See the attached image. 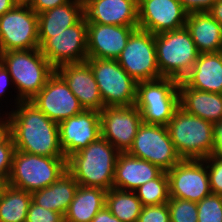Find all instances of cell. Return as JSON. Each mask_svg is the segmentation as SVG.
<instances>
[{
	"instance_id": "1",
	"label": "cell",
	"mask_w": 222,
	"mask_h": 222,
	"mask_svg": "<svg viewBox=\"0 0 222 222\" xmlns=\"http://www.w3.org/2000/svg\"><path fill=\"white\" fill-rule=\"evenodd\" d=\"M15 108V109H14ZM6 113L16 150L47 157H65L59 142V127L31 101H19Z\"/></svg>"
},
{
	"instance_id": "2",
	"label": "cell",
	"mask_w": 222,
	"mask_h": 222,
	"mask_svg": "<svg viewBox=\"0 0 222 222\" xmlns=\"http://www.w3.org/2000/svg\"><path fill=\"white\" fill-rule=\"evenodd\" d=\"M120 152L105 138L99 137L67 159V171L85 187L113 188L115 165Z\"/></svg>"
},
{
	"instance_id": "3",
	"label": "cell",
	"mask_w": 222,
	"mask_h": 222,
	"mask_svg": "<svg viewBox=\"0 0 222 222\" xmlns=\"http://www.w3.org/2000/svg\"><path fill=\"white\" fill-rule=\"evenodd\" d=\"M0 62L8 70L15 87L13 108L19 101H30L46 84L55 68L40 48L0 53Z\"/></svg>"
},
{
	"instance_id": "4",
	"label": "cell",
	"mask_w": 222,
	"mask_h": 222,
	"mask_svg": "<svg viewBox=\"0 0 222 222\" xmlns=\"http://www.w3.org/2000/svg\"><path fill=\"white\" fill-rule=\"evenodd\" d=\"M170 138L181 159H204L214 145L213 123L178 108L167 125Z\"/></svg>"
},
{
	"instance_id": "5",
	"label": "cell",
	"mask_w": 222,
	"mask_h": 222,
	"mask_svg": "<svg viewBox=\"0 0 222 222\" xmlns=\"http://www.w3.org/2000/svg\"><path fill=\"white\" fill-rule=\"evenodd\" d=\"M161 77L183 80L192 70L199 52L186 27L155 35Z\"/></svg>"
},
{
	"instance_id": "6",
	"label": "cell",
	"mask_w": 222,
	"mask_h": 222,
	"mask_svg": "<svg viewBox=\"0 0 222 222\" xmlns=\"http://www.w3.org/2000/svg\"><path fill=\"white\" fill-rule=\"evenodd\" d=\"M66 171L65 157H47L16 150L7 184L33 193L51 185Z\"/></svg>"
},
{
	"instance_id": "7",
	"label": "cell",
	"mask_w": 222,
	"mask_h": 222,
	"mask_svg": "<svg viewBox=\"0 0 222 222\" xmlns=\"http://www.w3.org/2000/svg\"><path fill=\"white\" fill-rule=\"evenodd\" d=\"M135 107L142 122L167 126L179 106V81L160 78L137 82Z\"/></svg>"
},
{
	"instance_id": "8",
	"label": "cell",
	"mask_w": 222,
	"mask_h": 222,
	"mask_svg": "<svg viewBox=\"0 0 222 222\" xmlns=\"http://www.w3.org/2000/svg\"><path fill=\"white\" fill-rule=\"evenodd\" d=\"M98 84L104 107L132 106L136 102L137 82L116 59H87Z\"/></svg>"
},
{
	"instance_id": "9",
	"label": "cell",
	"mask_w": 222,
	"mask_h": 222,
	"mask_svg": "<svg viewBox=\"0 0 222 222\" xmlns=\"http://www.w3.org/2000/svg\"><path fill=\"white\" fill-rule=\"evenodd\" d=\"M38 48V14L29 5L16 4L0 16V53Z\"/></svg>"
},
{
	"instance_id": "10",
	"label": "cell",
	"mask_w": 222,
	"mask_h": 222,
	"mask_svg": "<svg viewBox=\"0 0 222 222\" xmlns=\"http://www.w3.org/2000/svg\"><path fill=\"white\" fill-rule=\"evenodd\" d=\"M127 154L146 160L167 172L181 157L177 154L167 126L142 123Z\"/></svg>"
},
{
	"instance_id": "11",
	"label": "cell",
	"mask_w": 222,
	"mask_h": 222,
	"mask_svg": "<svg viewBox=\"0 0 222 222\" xmlns=\"http://www.w3.org/2000/svg\"><path fill=\"white\" fill-rule=\"evenodd\" d=\"M117 62L136 82L162 78L157 63L155 35L149 31L137 28Z\"/></svg>"
},
{
	"instance_id": "12",
	"label": "cell",
	"mask_w": 222,
	"mask_h": 222,
	"mask_svg": "<svg viewBox=\"0 0 222 222\" xmlns=\"http://www.w3.org/2000/svg\"><path fill=\"white\" fill-rule=\"evenodd\" d=\"M167 175L170 197L198 203L212 194L203 159H181Z\"/></svg>"
},
{
	"instance_id": "13",
	"label": "cell",
	"mask_w": 222,
	"mask_h": 222,
	"mask_svg": "<svg viewBox=\"0 0 222 222\" xmlns=\"http://www.w3.org/2000/svg\"><path fill=\"white\" fill-rule=\"evenodd\" d=\"M40 50L55 69L63 64L85 62L88 59L85 16L63 32L52 34Z\"/></svg>"
},
{
	"instance_id": "14",
	"label": "cell",
	"mask_w": 222,
	"mask_h": 222,
	"mask_svg": "<svg viewBox=\"0 0 222 222\" xmlns=\"http://www.w3.org/2000/svg\"><path fill=\"white\" fill-rule=\"evenodd\" d=\"M101 136L120 153L132 146L139 126L143 123L141 113L132 106H107L100 111Z\"/></svg>"
},
{
	"instance_id": "15",
	"label": "cell",
	"mask_w": 222,
	"mask_h": 222,
	"mask_svg": "<svg viewBox=\"0 0 222 222\" xmlns=\"http://www.w3.org/2000/svg\"><path fill=\"white\" fill-rule=\"evenodd\" d=\"M30 101L57 124L84 110L78 98L56 71Z\"/></svg>"
},
{
	"instance_id": "16",
	"label": "cell",
	"mask_w": 222,
	"mask_h": 222,
	"mask_svg": "<svg viewBox=\"0 0 222 222\" xmlns=\"http://www.w3.org/2000/svg\"><path fill=\"white\" fill-rule=\"evenodd\" d=\"M187 15L178 0H138V28L154 35L185 27Z\"/></svg>"
},
{
	"instance_id": "17",
	"label": "cell",
	"mask_w": 222,
	"mask_h": 222,
	"mask_svg": "<svg viewBox=\"0 0 222 222\" xmlns=\"http://www.w3.org/2000/svg\"><path fill=\"white\" fill-rule=\"evenodd\" d=\"M60 147L66 159L101 137L100 112L83 110L58 124Z\"/></svg>"
},
{
	"instance_id": "18",
	"label": "cell",
	"mask_w": 222,
	"mask_h": 222,
	"mask_svg": "<svg viewBox=\"0 0 222 222\" xmlns=\"http://www.w3.org/2000/svg\"><path fill=\"white\" fill-rule=\"evenodd\" d=\"M138 26L87 23L88 59H116Z\"/></svg>"
},
{
	"instance_id": "19",
	"label": "cell",
	"mask_w": 222,
	"mask_h": 222,
	"mask_svg": "<svg viewBox=\"0 0 222 222\" xmlns=\"http://www.w3.org/2000/svg\"><path fill=\"white\" fill-rule=\"evenodd\" d=\"M55 71L65 80L83 109L100 112L104 108L98 84L86 61L63 64Z\"/></svg>"
},
{
	"instance_id": "20",
	"label": "cell",
	"mask_w": 222,
	"mask_h": 222,
	"mask_svg": "<svg viewBox=\"0 0 222 222\" xmlns=\"http://www.w3.org/2000/svg\"><path fill=\"white\" fill-rule=\"evenodd\" d=\"M87 23L138 26V0H87Z\"/></svg>"
},
{
	"instance_id": "21",
	"label": "cell",
	"mask_w": 222,
	"mask_h": 222,
	"mask_svg": "<svg viewBox=\"0 0 222 222\" xmlns=\"http://www.w3.org/2000/svg\"><path fill=\"white\" fill-rule=\"evenodd\" d=\"M163 170L152 163L120 153L115 165L113 187L126 191H135L144 183L157 178Z\"/></svg>"
},
{
	"instance_id": "22",
	"label": "cell",
	"mask_w": 222,
	"mask_h": 222,
	"mask_svg": "<svg viewBox=\"0 0 222 222\" xmlns=\"http://www.w3.org/2000/svg\"><path fill=\"white\" fill-rule=\"evenodd\" d=\"M179 106L212 123L222 120V94L193 89L183 80L179 81Z\"/></svg>"
},
{
	"instance_id": "23",
	"label": "cell",
	"mask_w": 222,
	"mask_h": 222,
	"mask_svg": "<svg viewBox=\"0 0 222 222\" xmlns=\"http://www.w3.org/2000/svg\"><path fill=\"white\" fill-rule=\"evenodd\" d=\"M183 81L193 89L222 94V51L199 54Z\"/></svg>"
},
{
	"instance_id": "24",
	"label": "cell",
	"mask_w": 222,
	"mask_h": 222,
	"mask_svg": "<svg viewBox=\"0 0 222 222\" xmlns=\"http://www.w3.org/2000/svg\"><path fill=\"white\" fill-rule=\"evenodd\" d=\"M185 27L199 54L222 51V26L208 12L189 13Z\"/></svg>"
},
{
	"instance_id": "25",
	"label": "cell",
	"mask_w": 222,
	"mask_h": 222,
	"mask_svg": "<svg viewBox=\"0 0 222 222\" xmlns=\"http://www.w3.org/2000/svg\"><path fill=\"white\" fill-rule=\"evenodd\" d=\"M83 16L84 4L80 0L38 14L39 46L52 34H59L76 24Z\"/></svg>"
},
{
	"instance_id": "26",
	"label": "cell",
	"mask_w": 222,
	"mask_h": 222,
	"mask_svg": "<svg viewBox=\"0 0 222 222\" xmlns=\"http://www.w3.org/2000/svg\"><path fill=\"white\" fill-rule=\"evenodd\" d=\"M79 184L68 172H64L51 185L31 193L32 201L43 208L65 214Z\"/></svg>"
},
{
	"instance_id": "27",
	"label": "cell",
	"mask_w": 222,
	"mask_h": 222,
	"mask_svg": "<svg viewBox=\"0 0 222 222\" xmlns=\"http://www.w3.org/2000/svg\"><path fill=\"white\" fill-rule=\"evenodd\" d=\"M106 190L79 185L74 199L64 214L65 222H91L105 206Z\"/></svg>"
},
{
	"instance_id": "28",
	"label": "cell",
	"mask_w": 222,
	"mask_h": 222,
	"mask_svg": "<svg viewBox=\"0 0 222 222\" xmlns=\"http://www.w3.org/2000/svg\"><path fill=\"white\" fill-rule=\"evenodd\" d=\"M31 193L6 185L0 197V222H26Z\"/></svg>"
},
{
	"instance_id": "29",
	"label": "cell",
	"mask_w": 222,
	"mask_h": 222,
	"mask_svg": "<svg viewBox=\"0 0 222 222\" xmlns=\"http://www.w3.org/2000/svg\"><path fill=\"white\" fill-rule=\"evenodd\" d=\"M105 206L121 222H137L143 207L135 192L114 187L106 192Z\"/></svg>"
},
{
	"instance_id": "30",
	"label": "cell",
	"mask_w": 222,
	"mask_h": 222,
	"mask_svg": "<svg viewBox=\"0 0 222 222\" xmlns=\"http://www.w3.org/2000/svg\"><path fill=\"white\" fill-rule=\"evenodd\" d=\"M142 206L160 205L169 201V179L163 171L157 178L144 183L134 191Z\"/></svg>"
},
{
	"instance_id": "31",
	"label": "cell",
	"mask_w": 222,
	"mask_h": 222,
	"mask_svg": "<svg viewBox=\"0 0 222 222\" xmlns=\"http://www.w3.org/2000/svg\"><path fill=\"white\" fill-rule=\"evenodd\" d=\"M167 204L170 222H198L197 203L170 197Z\"/></svg>"
},
{
	"instance_id": "32",
	"label": "cell",
	"mask_w": 222,
	"mask_h": 222,
	"mask_svg": "<svg viewBox=\"0 0 222 222\" xmlns=\"http://www.w3.org/2000/svg\"><path fill=\"white\" fill-rule=\"evenodd\" d=\"M198 222H222V196L210 194L197 203Z\"/></svg>"
},
{
	"instance_id": "33",
	"label": "cell",
	"mask_w": 222,
	"mask_h": 222,
	"mask_svg": "<svg viewBox=\"0 0 222 222\" xmlns=\"http://www.w3.org/2000/svg\"><path fill=\"white\" fill-rule=\"evenodd\" d=\"M203 160L207 165V172L212 194L222 196V159L208 156Z\"/></svg>"
},
{
	"instance_id": "34",
	"label": "cell",
	"mask_w": 222,
	"mask_h": 222,
	"mask_svg": "<svg viewBox=\"0 0 222 222\" xmlns=\"http://www.w3.org/2000/svg\"><path fill=\"white\" fill-rule=\"evenodd\" d=\"M26 222H65L64 215L35 204L30 203Z\"/></svg>"
},
{
	"instance_id": "35",
	"label": "cell",
	"mask_w": 222,
	"mask_h": 222,
	"mask_svg": "<svg viewBox=\"0 0 222 222\" xmlns=\"http://www.w3.org/2000/svg\"><path fill=\"white\" fill-rule=\"evenodd\" d=\"M137 222H170L168 204L143 206Z\"/></svg>"
},
{
	"instance_id": "36",
	"label": "cell",
	"mask_w": 222,
	"mask_h": 222,
	"mask_svg": "<svg viewBox=\"0 0 222 222\" xmlns=\"http://www.w3.org/2000/svg\"><path fill=\"white\" fill-rule=\"evenodd\" d=\"M15 151L16 148L11 136L0 144V179L9 178Z\"/></svg>"
},
{
	"instance_id": "37",
	"label": "cell",
	"mask_w": 222,
	"mask_h": 222,
	"mask_svg": "<svg viewBox=\"0 0 222 222\" xmlns=\"http://www.w3.org/2000/svg\"><path fill=\"white\" fill-rule=\"evenodd\" d=\"M189 14L193 12H208L217 0H178Z\"/></svg>"
},
{
	"instance_id": "38",
	"label": "cell",
	"mask_w": 222,
	"mask_h": 222,
	"mask_svg": "<svg viewBox=\"0 0 222 222\" xmlns=\"http://www.w3.org/2000/svg\"><path fill=\"white\" fill-rule=\"evenodd\" d=\"M71 1L72 0H33L29 6L36 14H40L55 7L65 5Z\"/></svg>"
},
{
	"instance_id": "39",
	"label": "cell",
	"mask_w": 222,
	"mask_h": 222,
	"mask_svg": "<svg viewBox=\"0 0 222 222\" xmlns=\"http://www.w3.org/2000/svg\"><path fill=\"white\" fill-rule=\"evenodd\" d=\"M14 89L15 91V87L14 84L12 82V78L8 72V70L4 67V65L0 62V104L2 105L3 100L6 99L7 96H5L6 92L8 93V90L11 88ZM9 88V89H8ZM3 96V97H2ZM5 97V99H4Z\"/></svg>"
},
{
	"instance_id": "40",
	"label": "cell",
	"mask_w": 222,
	"mask_h": 222,
	"mask_svg": "<svg viewBox=\"0 0 222 222\" xmlns=\"http://www.w3.org/2000/svg\"><path fill=\"white\" fill-rule=\"evenodd\" d=\"M214 145L211 156L222 159V120L213 123Z\"/></svg>"
},
{
	"instance_id": "41",
	"label": "cell",
	"mask_w": 222,
	"mask_h": 222,
	"mask_svg": "<svg viewBox=\"0 0 222 222\" xmlns=\"http://www.w3.org/2000/svg\"><path fill=\"white\" fill-rule=\"evenodd\" d=\"M91 222H121L106 206H104L92 219Z\"/></svg>"
},
{
	"instance_id": "42",
	"label": "cell",
	"mask_w": 222,
	"mask_h": 222,
	"mask_svg": "<svg viewBox=\"0 0 222 222\" xmlns=\"http://www.w3.org/2000/svg\"><path fill=\"white\" fill-rule=\"evenodd\" d=\"M10 136V122L8 116L5 115L0 119V144H2Z\"/></svg>"
},
{
	"instance_id": "43",
	"label": "cell",
	"mask_w": 222,
	"mask_h": 222,
	"mask_svg": "<svg viewBox=\"0 0 222 222\" xmlns=\"http://www.w3.org/2000/svg\"><path fill=\"white\" fill-rule=\"evenodd\" d=\"M208 13L222 26V0H217Z\"/></svg>"
},
{
	"instance_id": "44",
	"label": "cell",
	"mask_w": 222,
	"mask_h": 222,
	"mask_svg": "<svg viewBox=\"0 0 222 222\" xmlns=\"http://www.w3.org/2000/svg\"><path fill=\"white\" fill-rule=\"evenodd\" d=\"M15 5V0H0V16L10 11Z\"/></svg>"
},
{
	"instance_id": "45",
	"label": "cell",
	"mask_w": 222,
	"mask_h": 222,
	"mask_svg": "<svg viewBox=\"0 0 222 222\" xmlns=\"http://www.w3.org/2000/svg\"><path fill=\"white\" fill-rule=\"evenodd\" d=\"M7 181L8 179H0V197H1L3 189L7 185Z\"/></svg>"
},
{
	"instance_id": "46",
	"label": "cell",
	"mask_w": 222,
	"mask_h": 222,
	"mask_svg": "<svg viewBox=\"0 0 222 222\" xmlns=\"http://www.w3.org/2000/svg\"><path fill=\"white\" fill-rule=\"evenodd\" d=\"M16 4L29 5L33 0H15Z\"/></svg>"
},
{
	"instance_id": "47",
	"label": "cell",
	"mask_w": 222,
	"mask_h": 222,
	"mask_svg": "<svg viewBox=\"0 0 222 222\" xmlns=\"http://www.w3.org/2000/svg\"><path fill=\"white\" fill-rule=\"evenodd\" d=\"M1 107H4V105H2V106L0 105V108H1ZM1 111H3V108L0 109V119L3 118V117L6 115V113L8 112V111H3V112H1ZM2 113H3V114H2ZM1 115H2V116H1Z\"/></svg>"
},
{
	"instance_id": "48",
	"label": "cell",
	"mask_w": 222,
	"mask_h": 222,
	"mask_svg": "<svg viewBox=\"0 0 222 222\" xmlns=\"http://www.w3.org/2000/svg\"><path fill=\"white\" fill-rule=\"evenodd\" d=\"M83 4L87 1V0H80Z\"/></svg>"
}]
</instances>
